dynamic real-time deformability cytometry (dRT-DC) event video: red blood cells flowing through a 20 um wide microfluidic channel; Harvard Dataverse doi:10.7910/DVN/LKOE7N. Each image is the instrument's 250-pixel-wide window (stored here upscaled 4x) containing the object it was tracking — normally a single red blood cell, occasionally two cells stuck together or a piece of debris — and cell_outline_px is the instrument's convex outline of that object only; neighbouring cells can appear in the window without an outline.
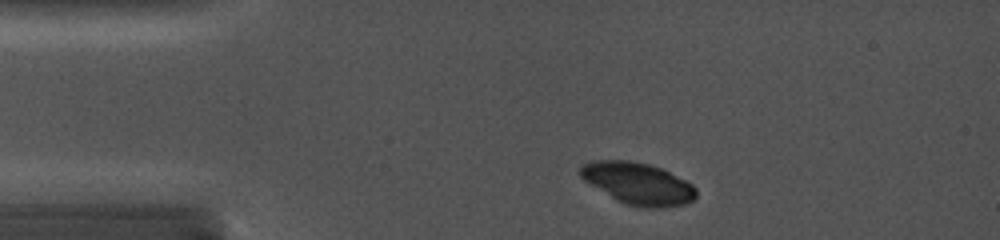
{"species": "common noctule bat (a hibernating species)", "species_latin": "Nyctalus noctula", "temperature_condition": "cold", "stored_images_in_passage": 7, "camera_frame_rate_fps": 5000, "um_per_image_px": 0.085, "animal": {"sex": "female", "body_mass_g": 19.0, "forearm_length_mm": 56.7}, "frame": {"image": 1, "passage_image": 3, "time_ms": 0.6, "image_size_px": [1000, 240], "cell_outline_px": [[696, 196], [692, 200], [684, 204], [660, 208], [640, 208], [624, 204], [616, 200], [584, 180], [580, 176], [580, 168], [584, 164], [592, 160], [628, 160], [648, 164], [660, 168], [692, 184], [696, 188]], "centroid_in_image_um": [54.21, 15.61], "position_along_channel_um": 30.8, "area_um2": 28.09}}